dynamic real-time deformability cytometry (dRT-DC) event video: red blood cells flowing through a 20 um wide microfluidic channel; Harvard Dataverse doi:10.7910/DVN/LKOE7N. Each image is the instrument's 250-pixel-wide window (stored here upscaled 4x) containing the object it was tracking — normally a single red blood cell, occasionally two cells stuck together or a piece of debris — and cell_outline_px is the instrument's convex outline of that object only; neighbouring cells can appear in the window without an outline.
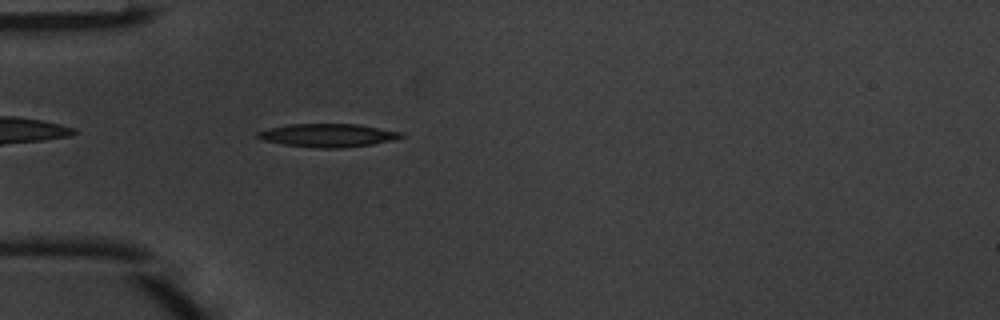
{"species": "common noctule bat (a hibernating species)", "species_latin": "Nyctalus noctula", "temperature_condition": "warm", "stored_images_in_passage": 36, "camera_frame_rate_fps": 3000, "um_per_image_px": 0.085, "animal": {"sex": "male", "body_mass_g": 20.1, "forearm_length_mm": 53.5}, "frame": {"image": 1, "passage_image": 2, "time_ms": 0.333, "image_size_px": [1000, 320], "cell_outline_px": [[404, 136], [392, 140], [372, 144], [344, 148], [320, 148], [284, 144], [264, 140], [256, 136], [256, 132], [268, 128], [288, 124], [356, 124], [404, 132]], "centroid_in_image_um": [27.88, 11.5], "position_along_channel_um": 57.1, "area_um2": 19.36}}
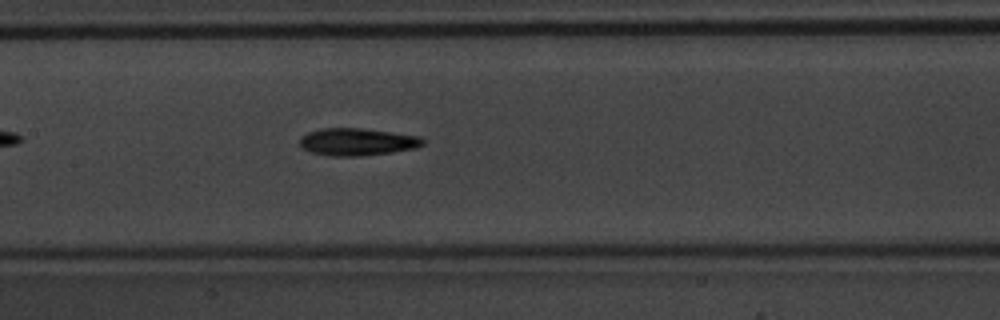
{"frame": {"image": 2, "passage_image": 11, "time_ms": 3.333, "image_size_px": [1000, 320], "cell_outline_px": [[424, 144], [416, 148], [392, 152], [360, 156], [332, 156], [308, 152], [300, 144], [300, 136], [308, 132], [324, 128], [360, 128], [392, 132], [420, 136], [424, 140]], "centroid_in_image_um": [30.36, 12.06], "position_along_channel_um": 177.0, "area_um2": 19.65}}
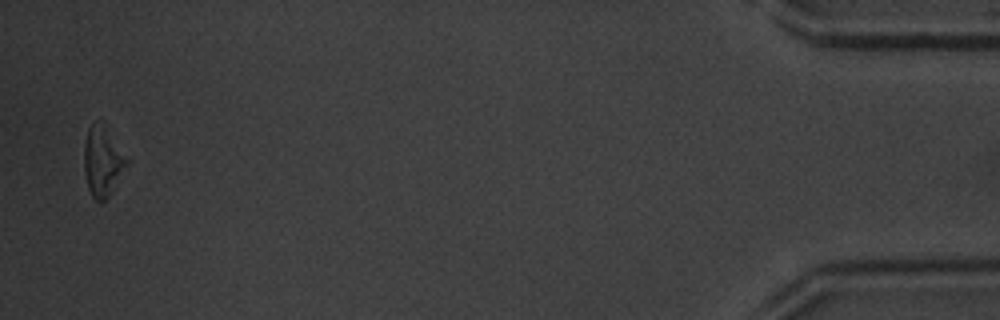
{"frame": {"image": 3, "passage_image": 35, "time_ms": 11.333, "image_size_px": [1000, 320], "cell_outline_px": [[128, 164], [108, 196], [104, 200], [96, 200], [92, 196], [88, 188], [84, 172], [84, 144], [88, 128], [96, 120], [128, 160]], "centroid_in_image_um": [8.67, 13.79], "position_along_channel_um": 426.5, "area_um2": 16.3}, "authors_computed_cell_mechanics": {"area_um2": 18.8717, "velocity_mm_per_s": 4.171, "shape_relaxation_time_tau1_ms": 3.1713, "shape_relaxation_time_tau2_ms": 11.1601, "deformation_change_tau1": 0.1369, "deformation_change_tau2": 0.2651}}